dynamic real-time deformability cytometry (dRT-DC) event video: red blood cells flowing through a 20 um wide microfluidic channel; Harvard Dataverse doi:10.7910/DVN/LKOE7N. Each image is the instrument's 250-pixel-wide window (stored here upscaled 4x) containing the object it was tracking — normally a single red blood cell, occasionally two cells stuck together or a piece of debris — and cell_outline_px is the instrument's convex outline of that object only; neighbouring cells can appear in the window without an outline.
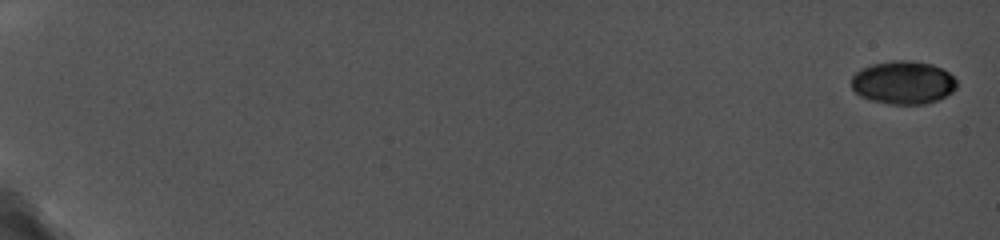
{"species": "common noctule bat (a hibernating species)", "species_latin": "Nyctalus noctula", "temperature_condition": "cold", "stored_images_in_passage": 16, "camera_frame_rate_fps": 5000, "um_per_image_px": 0.085, "animal": {"sex": "female", "body_mass_g": 19.0, "forearm_length_mm": 56.7}, "frame": {"image": 1, "passage_image": 1, "time_ms": 0.0, "image_size_px": [1000, 240], "cell_outline_px": [[956, 88], [952, 92], [936, 100], [924, 104], [892, 104], [872, 100], [860, 96], [852, 88], [852, 76], [860, 68], [872, 64], [892, 60], [912, 60], [932, 64], [948, 72], [956, 80]], "centroid_in_image_um": [76.75, 7.0], "position_along_channel_um": 8.2, "area_um2": 26.41}}
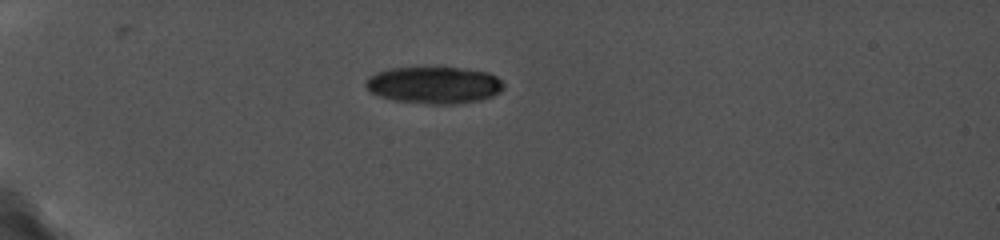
{"frame": {"image": 2, "passage_image": 14, "time_ms": 5.8, "image_size_px": [1000, 240], "cell_outline_px": [[504, 88], [500, 92], [492, 96], [480, 100], [456, 104], [432, 104], [396, 100], [380, 96], [372, 92], [364, 84], [368, 76], [376, 72], [392, 68], [468, 68], [488, 72], [496, 76], [504, 84]], "centroid_in_image_um": [36.93, 7.22], "position_along_channel_um": 48.1, "area_um2": 29.59}}